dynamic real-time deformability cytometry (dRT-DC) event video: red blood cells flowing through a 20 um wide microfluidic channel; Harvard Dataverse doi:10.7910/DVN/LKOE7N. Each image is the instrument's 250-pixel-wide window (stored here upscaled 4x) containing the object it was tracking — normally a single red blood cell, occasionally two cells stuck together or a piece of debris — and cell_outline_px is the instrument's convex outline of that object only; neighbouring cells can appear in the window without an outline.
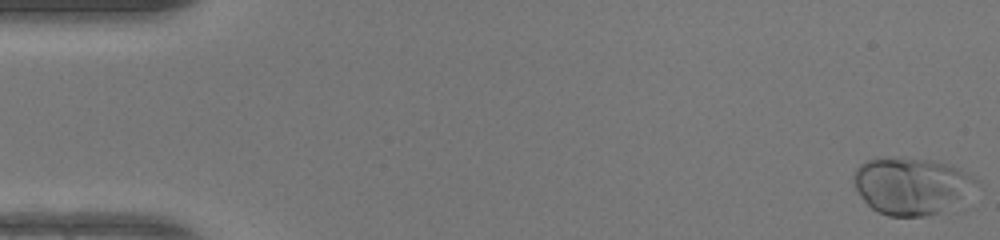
{"species": "human", "species_latin": "Homo sapiens", "temperature_condition": "warm", "stored_images_in_passage": 49, "camera_frame_rate_fps": 3000, "um_per_image_px": 0.085, "donor": {"sex": "female"}, "frame": {"image": 1, "passage_image": 1, "time_ms": 0.0, "image_size_px": [1000, 240], "cell_outline_px": [[976, 180], [936, 212], [924, 216], [888, 216], [872, 208], [864, 200], [856, 188], [852, 180], [852, 176], [856, 168], [860, 164], [868, 160], [880, 156], [932, 160], [952, 164], [960, 168], [972, 176]], "centroid_in_image_um": [77.26, 15.72], "position_along_channel_um": 7.7, "area_um2": 38.96}}
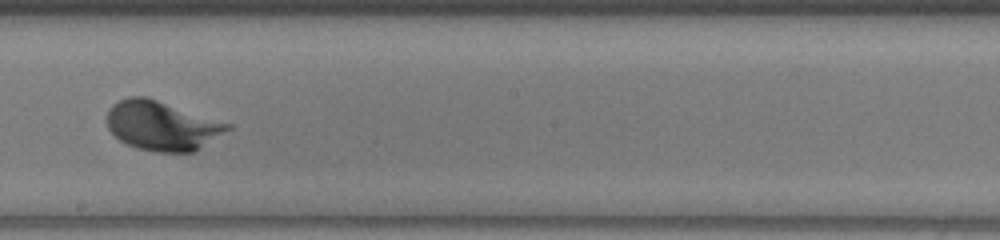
{"frame": {"image": 2, "passage_image": 28, "time_ms": 9.0, "image_size_px": [1000, 240], "cell_outline_px": [[232, 128], [196, 152], [156, 152], [136, 148], [120, 140], [108, 128], [108, 108], [112, 104], [128, 96], [148, 96], [232, 124]], "centroid_in_image_um": [13.8, 10.68], "position_along_channel_um": 234.4, "area_um2": 35.03}}
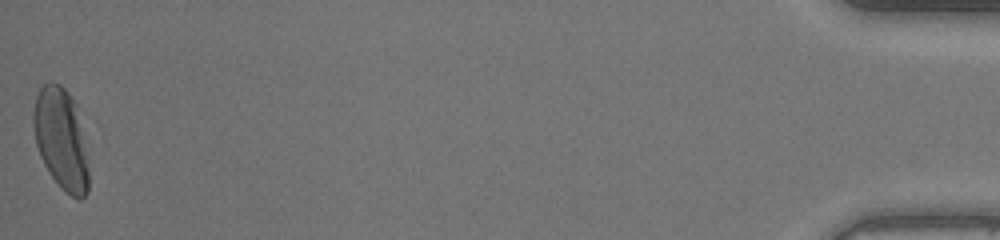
{"frame": {"image": 3, "passage_image": 49, "time_ms": 16.0, "image_size_px": [1000, 240], "cell_outline_px": [[88, 192], [80, 200], [72, 196], [60, 188], [48, 172], [40, 156], [36, 144], [32, 124], [32, 112], [36, 96], [40, 88], [44, 84], [52, 80], [60, 84], [68, 92], [76, 104], [88, 156]], "centroid_in_image_um": [5.18, 11.8], "position_along_channel_um": 430.0, "area_um2": 33.06}, "authors_computed_cell_mechanics": {"area_um2": 33.4662, "velocity_mm_per_s": 4.2431, "shape_relaxation_time_tau1_ms": 1.8692, "shape_relaxation_time_tau2_ms": null, "deformation_change_tau1": 0.1439, "deformation_change_tau2": null}}